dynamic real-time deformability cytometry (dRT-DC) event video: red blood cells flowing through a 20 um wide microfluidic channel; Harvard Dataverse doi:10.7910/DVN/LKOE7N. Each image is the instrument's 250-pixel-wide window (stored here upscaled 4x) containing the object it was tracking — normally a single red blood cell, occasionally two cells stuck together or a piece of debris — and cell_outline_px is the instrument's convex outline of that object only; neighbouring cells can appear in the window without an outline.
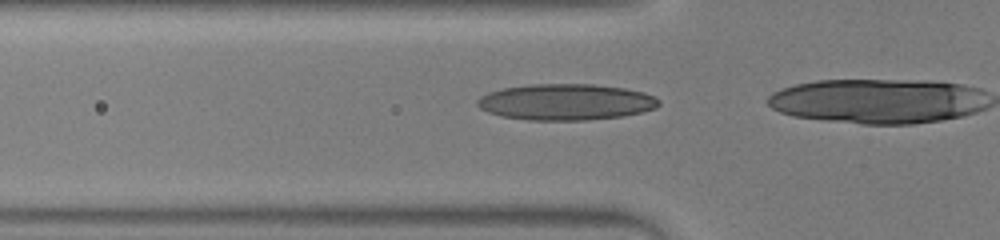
{"species": "human", "species_latin": "Homo sapiens", "temperature_condition": "warm", "stored_images_in_passage": 16, "camera_frame_rate_fps": 3000, "um_per_image_px": 0.085, "donor": {"sex": "male"}, "frame": {"image": 1, "passage_image": 14, "time_ms": 4.333, "image_size_px": [1000, 240], "cell_outline_px": [[660, 104], [656, 108], [624, 116], [584, 120], [528, 120], [500, 116], [488, 112], [480, 108], [476, 104], [476, 100], [480, 96], [488, 92], [504, 88], [528, 84], [592, 84], [624, 88], [644, 92], [656, 96], [660, 100]], "centroid_in_image_um": [48.1, 8.67], "position_along_channel_um": 77.7, "area_um2": 38.49}}